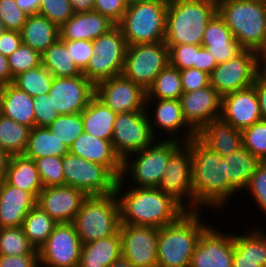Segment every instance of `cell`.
<instances>
[{
    "label": "cell",
    "instance_id": "obj_60",
    "mask_svg": "<svg viewBox=\"0 0 266 267\" xmlns=\"http://www.w3.org/2000/svg\"><path fill=\"white\" fill-rule=\"evenodd\" d=\"M14 78L7 57L0 53V86L13 83Z\"/></svg>",
    "mask_w": 266,
    "mask_h": 267
},
{
    "label": "cell",
    "instance_id": "obj_26",
    "mask_svg": "<svg viewBox=\"0 0 266 267\" xmlns=\"http://www.w3.org/2000/svg\"><path fill=\"white\" fill-rule=\"evenodd\" d=\"M256 227L234 234L232 267H266V233ZM252 230V231H251ZM245 233V234H244Z\"/></svg>",
    "mask_w": 266,
    "mask_h": 267
},
{
    "label": "cell",
    "instance_id": "obj_21",
    "mask_svg": "<svg viewBox=\"0 0 266 267\" xmlns=\"http://www.w3.org/2000/svg\"><path fill=\"white\" fill-rule=\"evenodd\" d=\"M179 100L184 119L196 133L210 121L220 118L222 96L211 85L183 92Z\"/></svg>",
    "mask_w": 266,
    "mask_h": 267
},
{
    "label": "cell",
    "instance_id": "obj_55",
    "mask_svg": "<svg viewBox=\"0 0 266 267\" xmlns=\"http://www.w3.org/2000/svg\"><path fill=\"white\" fill-rule=\"evenodd\" d=\"M183 92L196 91L210 85V76L195 68L180 70Z\"/></svg>",
    "mask_w": 266,
    "mask_h": 267
},
{
    "label": "cell",
    "instance_id": "obj_33",
    "mask_svg": "<svg viewBox=\"0 0 266 267\" xmlns=\"http://www.w3.org/2000/svg\"><path fill=\"white\" fill-rule=\"evenodd\" d=\"M83 130L99 139L112 140L116 113L94 95L81 112Z\"/></svg>",
    "mask_w": 266,
    "mask_h": 267
},
{
    "label": "cell",
    "instance_id": "obj_7",
    "mask_svg": "<svg viewBox=\"0 0 266 267\" xmlns=\"http://www.w3.org/2000/svg\"><path fill=\"white\" fill-rule=\"evenodd\" d=\"M168 0L130 3L118 24L127 45L163 42L166 34Z\"/></svg>",
    "mask_w": 266,
    "mask_h": 267
},
{
    "label": "cell",
    "instance_id": "obj_36",
    "mask_svg": "<svg viewBox=\"0 0 266 267\" xmlns=\"http://www.w3.org/2000/svg\"><path fill=\"white\" fill-rule=\"evenodd\" d=\"M41 59L42 65L54 77L82 75V71L68 54L66 44L60 38L41 54Z\"/></svg>",
    "mask_w": 266,
    "mask_h": 267
},
{
    "label": "cell",
    "instance_id": "obj_43",
    "mask_svg": "<svg viewBox=\"0 0 266 267\" xmlns=\"http://www.w3.org/2000/svg\"><path fill=\"white\" fill-rule=\"evenodd\" d=\"M35 163L43 184V188L65 185L61 157L46 156L35 159Z\"/></svg>",
    "mask_w": 266,
    "mask_h": 267
},
{
    "label": "cell",
    "instance_id": "obj_23",
    "mask_svg": "<svg viewBox=\"0 0 266 267\" xmlns=\"http://www.w3.org/2000/svg\"><path fill=\"white\" fill-rule=\"evenodd\" d=\"M220 118L241 131L262 120L255 88L250 86L223 96Z\"/></svg>",
    "mask_w": 266,
    "mask_h": 267
},
{
    "label": "cell",
    "instance_id": "obj_29",
    "mask_svg": "<svg viewBox=\"0 0 266 267\" xmlns=\"http://www.w3.org/2000/svg\"><path fill=\"white\" fill-rule=\"evenodd\" d=\"M0 114L32 129L35 126L33 97L13 83L0 86Z\"/></svg>",
    "mask_w": 266,
    "mask_h": 267
},
{
    "label": "cell",
    "instance_id": "obj_20",
    "mask_svg": "<svg viewBox=\"0 0 266 267\" xmlns=\"http://www.w3.org/2000/svg\"><path fill=\"white\" fill-rule=\"evenodd\" d=\"M48 94L60 114L81 113L95 95V85L83 74L54 77Z\"/></svg>",
    "mask_w": 266,
    "mask_h": 267
},
{
    "label": "cell",
    "instance_id": "obj_4",
    "mask_svg": "<svg viewBox=\"0 0 266 267\" xmlns=\"http://www.w3.org/2000/svg\"><path fill=\"white\" fill-rule=\"evenodd\" d=\"M217 13L243 49L266 50V0H217Z\"/></svg>",
    "mask_w": 266,
    "mask_h": 267
},
{
    "label": "cell",
    "instance_id": "obj_44",
    "mask_svg": "<svg viewBox=\"0 0 266 267\" xmlns=\"http://www.w3.org/2000/svg\"><path fill=\"white\" fill-rule=\"evenodd\" d=\"M243 147L261 162L266 161V121L260 120L241 131Z\"/></svg>",
    "mask_w": 266,
    "mask_h": 267
},
{
    "label": "cell",
    "instance_id": "obj_31",
    "mask_svg": "<svg viewBox=\"0 0 266 267\" xmlns=\"http://www.w3.org/2000/svg\"><path fill=\"white\" fill-rule=\"evenodd\" d=\"M21 32L22 43L42 54L59 38V27L40 14L28 15Z\"/></svg>",
    "mask_w": 266,
    "mask_h": 267
},
{
    "label": "cell",
    "instance_id": "obj_48",
    "mask_svg": "<svg viewBox=\"0 0 266 267\" xmlns=\"http://www.w3.org/2000/svg\"><path fill=\"white\" fill-rule=\"evenodd\" d=\"M28 14L21 10L16 0H0V20L7 30L21 31Z\"/></svg>",
    "mask_w": 266,
    "mask_h": 267
},
{
    "label": "cell",
    "instance_id": "obj_9",
    "mask_svg": "<svg viewBox=\"0 0 266 267\" xmlns=\"http://www.w3.org/2000/svg\"><path fill=\"white\" fill-rule=\"evenodd\" d=\"M93 54L82 74L94 85L122 75L127 51V42L118 25L92 41Z\"/></svg>",
    "mask_w": 266,
    "mask_h": 267
},
{
    "label": "cell",
    "instance_id": "obj_6",
    "mask_svg": "<svg viewBox=\"0 0 266 267\" xmlns=\"http://www.w3.org/2000/svg\"><path fill=\"white\" fill-rule=\"evenodd\" d=\"M182 143L178 140L157 139L145 149L127 155L122 160V172L118 180L125 182L129 179V184L124 185V188H157L171 154Z\"/></svg>",
    "mask_w": 266,
    "mask_h": 267
},
{
    "label": "cell",
    "instance_id": "obj_68",
    "mask_svg": "<svg viewBox=\"0 0 266 267\" xmlns=\"http://www.w3.org/2000/svg\"><path fill=\"white\" fill-rule=\"evenodd\" d=\"M137 1H145V0H127V2L130 4V3H133V2H137Z\"/></svg>",
    "mask_w": 266,
    "mask_h": 267
},
{
    "label": "cell",
    "instance_id": "obj_15",
    "mask_svg": "<svg viewBox=\"0 0 266 267\" xmlns=\"http://www.w3.org/2000/svg\"><path fill=\"white\" fill-rule=\"evenodd\" d=\"M82 243L73 222L57 223L38 249L40 267H78Z\"/></svg>",
    "mask_w": 266,
    "mask_h": 267
},
{
    "label": "cell",
    "instance_id": "obj_35",
    "mask_svg": "<svg viewBox=\"0 0 266 267\" xmlns=\"http://www.w3.org/2000/svg\"><path fill=\"white\" fill-rule=\"evenodd\" d=\"M69 153V147L60 141L48 127L34 126L30 130L24 156L35 160L46 156L63 157Z\"/></svg>",
    "mask_w": 266,
    "mask_h": 267
},
{
    "label": "cell",
    "instance_id": "obj_66",
    "mask_svg": "<svg viewBox=\"0 0 266 267\" xmlns=\"http://www.w3.org/2000/svg\"><path fill=\"white\" fill-rule=\"evenodd\" d=\"M5 182V174L0 171V190Z\"/></svg>",
    "mask_w": 266,
    "mask_h": 267
},
{
    "label": "cell",
    "instance_id": "obj_37",
    "mask_svg": "<svg viewBox=\"0 0 266 267\" xmlns=\"http://www.w3.org/2000/svg\"><path fill=\"white\" fill-rule=\"evenodd\" d=\"M31 128L0 114V147L12 155H23Z\"/></svg>",
    "mask_w": 266,
    "mask_h": 267
},
{
    "label": "cell",
    "instance_id": "obj_51",
    "mask_svg": "<svg viewBox=\"0 0 266 267\" xmlns=\"http://www.w3.org/2000/svg\"><path fill=\"white\" fill-rule=\"evenodd\" d=\"M225 41H237L224 20L216 13L208 22L204 31L202 43H218Z\"/></svg>",
    "mask_w": 266,
    "mask_h": 267
},
{
    "label": "cell",
    "instance_id": "obj_3",
    "mask_svg": "<svg viewBox=\"0 0 266 267\" xmlns=\"http://www.w3.org/2000/svg\"><path fill=\"white\" fill-rule=\"evenodd\" d=\"M200 211H187L177 221L158 228V267H190L202 232L210 225Z\"/></svg>",
    "mask_w": 266,
    "mask_h": 267
},
{
    "label": "cell",
    "instance_id": "obj_24",
    "mask_svg": "<svg viewBox=\"0 0 266 267\" xmlns=\"http://www.w3.org/2000/svg\"><path fill=\"white\" fill-rule=\"evenodd\" d=\"M69 153L105 166L117 179L121 176L122 160L109 140L83 132L69 147Z\"/></svg>",
    "mask_w": 266,
    "mask_h": 267
},
{
    "label": "cell",
    "instance_id": "obj_13",
    "mask_svg": "<svg viewBox=\"0 0 266 267\" xmlns=\"http://www.w3.org/2000/svg\"><path fill=\"white\" fill-rule=\"evenodd\" d=\"M157 188L172 196L187 211L200 210L193 203L192 151L186 142L171 154Z\"/></svg>",
    "mask_w": 266,
    "mask_h": 267
},
{
    "label": "cell",
    "instance_id": "obj_8",
    "mask_svg": "<svg viewBox=\"0 0 266 267\" xmlns=\"http://www.w3.org/2000/svg\"><path fill=\"white\" fill-rule=\"evenodd\" d=\"M73 223L82 244L116 234L121 224L116 194L88 196Z\"/></svg>",
    "mask_w": 266,
    "mask_h": 267
},
{
    "label": "cell",
    "instance_id": "obj_52",
    "mask_svg": "<svg viewBox=\"0 0 266 267\" xmlns=\"http://www.w3.org/2000/svg\"><path fill=\"white\" fill-rule=\"evenodd\" d=\"M74 63L83 71L90 60L94 50L91 40L63 41Z\"/></svg>",
    "mask_w": 266,
    "mask_h": 267
},
{
    "label": "cell",
    "instance_id": "obj_14",
    "mask_svg": "<svg viewBox=\"0 0 266 267\" xmlns=\"http://www.w3.org/2000/svg\"><path fill=\"white\" fill-rule=\"evenodd\" d=\"M156 140L145 110L116 114L111 142L121 160L145 149Z\"/></svg>",
    "mask_w": 266,
    "mask_h": 267
},
{
    "label": "cell",
    "instance_id": "obj_49",
    "mask_svg": "<svg viewBox=\"0 0 266 267\" xmlns=\"http://www.w3.org/2000/svg\"><path fill=\"white\" fill-rule=\"evenodd\" d=\"M169 64L179 70L197 65V45L179 44L169 47Z\"/></svg>",
    "mask_w": 266,
    "mask_h": 267
},
{
    "label": "cell",
    "instance_id": "obj_53",
    "mask_svg": "<svg viewBox=\"0 0 266 267\" xmlns=\"http://www.w3.org/2000/svg\"><path fill=\"white\" fill-rule=\"evenodd\" d=\"M127 0H94V11L118 25L128 8Z\"/></svg>",
    "mask_w": 266,
    "mask_h": 267
},
{
    "label": "cell",
    "instance_id": "obj_12",
    "mask_svg": "<svg viewBox=\"0 0 266 267\" xmlns=\"http://www.w3.org/2000/svg\"><path fill=\"white\" fill-rule=\"evenodd\" d=\"M168 64L169 48L165 41L129 45L122 75L147 91Z\"/></svg>",
    "mask_w": 266,
    "mask_h": 267
},
{
    "label": "cell",
    "instance_id": "obj_17",
    "mask_svg": "<svg viewBox=\"0 0 266 267\" xmlns=\"http://www.w3.org/2000/svg\"><path fill=\"white\" fill-rule=\"evenodd\" d=\"M95 95L116 114L144 111L146 107L147 91L123 75L98 82Z\"/></svg>",
    "mask_w": 266,
    "mask_h": 267
},
{
    "label": "cell",
    "instance_id": "obj_64",
    "mask_svg": "<svg viewBox=\"0 0 266 267\" xmlns=\"http://www.w3.org/2000/svg\"><path fill=\"white\" fill-rule=\"evenodd\" d=\"M108 267H135L124 257H120L114 263L110 264Z\"/></svg>",
    "mask_w": 266,
    "mask_h": 267
},
{
    "label": "cell",
    "instance_id": "obj_2",
    "mask_svg": "<svg viewBox=\"0 0 266 267\" xmlns=\"http://www.w3.org/2000/svg\"><path fill=\"white\" fill-rule=\"evenodd\" d=\"M186 143L192 151L193 203L202 211L206 207L222 212L228 199L238 194L227 179L226 162L196 136Z\"/></svg>",
    "mask_w": 266,
    "mask_h": 267
},
{
    "label": "cell",
    "instance_id": "obj_41",
    "mask_svg": "<svg viewBox=\"0 0 266 267\" xmlns=\"http://www.w3.org/2000/svg\"><path fill=\"white\" fill-rule=\"evenodd\" d=\"M0 255H39L25 236L22 227L0 228Z\"/></svg>",
    "mask_w": 266,
    "mask_h": 267
},
{
    "label": "cell",
    "instance_id": "obj_40",
    "mask_svg": "<svg viewBox=\"0 0 266 267\" xmlns=\"http://www.w3.org/2000/svg\"><path fill=\"white\" fill-rule=\"evenodd\" d=\"M54 76L41 64L14 78L13 84L31 97L48 94Z\"/></svg>",
    "mask_w": 266,
    "mask_h": 267
},
{
    "label": "cell",
    "instance_id": "obj_50",
    "mask_svg": "<svg viewBox=\"0 0 266 267\" xmlns=\"http://www.w3.org/2000/svg\"><path fill=\"white\" fill-rule=\"evenodd\" d=\"M33 104L36 127H48L60 115L49 94L33 97Z\"/></svg>",
    "mask_w": 266,
    "mask_h": 267
},
{
    "label": "cell",
    "instance_id": "obj_16",
    "mask_svg": "<svg viewBox=\"0 0 266 267\" xmlns=\"http://www.w3.org/2000/svg\"><path fill=\"white\" fill-rule=\"evenodd\" d=\"M145 111L148 115L152 132L158 140L162 138L187 142L196 136V132L184 119L180 100L146 99ZM156 131H160L159 133L164 132V134L158 135Z\"/></svg>",
    "mask_w": 266,
    "mask_h": 267
},
{
    "label": "cell",
    "instance_id": "obj_28",
    "mask_svg": "<svg viewBox=\"0 0 266 267\" xmlns=\"http://www.w3.org/2000/svg\"><path fill=\"white\" fill-rule=\"evenodd\" d=\"M196 137L211 151L226 157L243 146L241 130L235 129L221 118L207 123Z\"/></svg>",
    "mask_w": 266,
    "mask_h": 267
},
{
    "label": "cell",
    "instance_id": "obj_58",
    "mask_svg": "<svg viewBox=\"0 0 266 267\" xmlns=\"http://www.w3.org/2000/svg\"><path fill=\"white\" fill-rule=\"evenodd\" d=\"M216 66L217 62L209 51L202 45H197V65H194V68L210 75Z\"/></svg>",
    "mask_w": 266,
    "mask_h": 267
},
{
    "label": "cell",
    "instance_id": "obj_54",
    "mask_svg": "<svg viewBox=\"0 0 266 267\" xmlns=\"http://www.w3.org/2000/svg\"><path fill=\"white\" fill-rule=\"evenodd\" d=\"M201 45L209 51L217 64L226 62L243 50V48L238 44V41L202 43Z\"/></svg>",
    "mask_w": 266,
    "mask_h": 267
},
{
    "label": "cell",
    "instance_id": "obj_22",
    "mask_svg": "<svg viewBox=\"0 0 266 267\" xmlns=\"http://www.w3.org/2000/svg\"><path fill=\"white\" fill-rule=\"evenodd\" d=\"M88 196L71 186L45 187L37 197L36 205L57 223L73 222Z\"/></svg>",
    "mask_w": 266,
    "mask_h": 267
},
{
    "label": "cell",
    "instance_id": "obj_18",
    "mask_svg": "<svg viewBox=\"0 0 266 267\" xmlns=\"http://www.w3.org/2000/svg\"><path fill=\"white\" fill-rule=\"evenodd\" d=\"M233 234L234 232L221 231L210 224L198 240L190 267H232L234 255Z\"/></svg>",
    "mask_w": 266,
    "mask_h": 267
},
{
    "label": "cell",
    "instance_id": "obj_63",
    "mask_svg": "<svg viewBox=\"0 0 266 267\" xmlns=\"http://www.w3.org/2000/svg\"><path fill=\"white\" fill-rule=\"evenodd\" d=\"M10 159L11 155L0 147V171L4 174L6 173Z\"/></svg>",
    "mask_w": 266,
    "mask_h": 267
},
{
    "label": "cell",
    "instance_id": "obj_46",
    "mask_svg": "<svg viewBox=\"0 0 266 267\" xmlns=\"http://www.w3.org/2000/svg\"><path fill=\"white\" fill-rule=\"evenodd\" d=\"M38 14L48 18L60 28L74 15V12L69 0H42Z\"/></svg>",
    "mask_w": 266,
    "mask_h": 267
},
{
    "label": "cell",
    "instance_id": "obj_47",
    "mask_svg": "<svg viewBox=\"0 0 266 267\" xmlns=\"http://www.w3.org/2000/svg\"><path fill=\"white\" fill-rule=\"evenodd\" d=\"M246 190L253 196L257 208L262 209L266 215V161L257 166L244 191Z\"/></svg>",
    "mask_w": 266,
    "mask_h": 267
},
{
    "label": "cell",
    "instance_id": "obj_10",
    "mask_svg": "<svg viewBox=\"0 0 266 267\" xmlns=\"http://www.w3.org/2000/svg\"><path fill=\"white\" fill-rule=\"evenodd\" d=\"M65 185L83 191L87 196L115 193L118 179L103 165L67 153L62 157Z\"/></svg>",
    "mask_w": 266,
    "mask_h": 267
},
{
    "label": "cell",
    "instance_id": "obj_5",
    "mask_svg": "<svg viewBox=\"0 0 266 267\" xmlns=\"http://www.w3.org/2000/svg\"><path fill=\"white\" fill-rule=\"evenodd\" d=\"M217 13V0H168L165 44L201 45L208 22Z\"/></svg>",
    "mask_w": 266,
    "mask_h": 267
},
{
    "label": "cell",
    "instance_id": "obj_67",
    "mask_svg": "<svg viewBox=\"0 0 266 267\" xmlns=\"http://www.w3.org/2000/svg\"><path fill=\"white\" fill-rule=\"evenodd\" d=\"M7 29L5 28V25L3 22L0 20V36L6 31Z\"/></svg>",
    "mask_w": 266,
    "mask_h": 267
},
{
    "label": "cell",
    "instance_id": "obj_19",
    "mask_svg": "<svg viewBox=\"0 0 266 267\" xmlns=\"http://www.w3.org/2000/svg\"><path fill=\"white\" fill-rule=\"evenodd\" d=\"M122 257L135 267H158V228L120 224Z\"/></svg>",
    "mask_w": 266,
    "mask_h": 267
},
{
    "label": "cell",
    "instance_id": "obj_45",
    "mask_svg": "<svg viewBox=\"0 0 266 267\" xmlns=\"http://www.w3.org/2000/svg\"><path fill=\"white\" fill-rule=\"evenodd\" d=\"M7 59L13 78L42 64L41 54L23 43Z\"/></svg>",
    "mask_w": 266,
    "mask_h": 267
},
{
    "label": "cell",
    "instance_id": "obj_61",
    "mask_svg": "<svg viewBox=\"0 0 266 267\" xmlns=\"http://www.w3.org/2000/svg\"><path fill=\"white\" fill-rule=\"evenodd\" d=\"M42 0H16L18 7L28 15L38 14Z\"/></svg>",
    "mask_w": 266,
    "mask_h": 267
},
{
    "label": "cell",
    "instance_id": "obj_56",
    "mask_svg": "<svg viewBox=\"0 0 266 267\" xmlns=\"http://www.w3.org/2000/svg\"><path fill=\"white\" fill-rule=\"evenodd\" d=\"M22 44V36L20 31L6 30L0 36V53L9 57Z\"/></svg>",
    "mask_w": 266,
    "mask_h": 267
},
{
    "label": "cell",
    "instance_id": "obj_57",
    "mask_svg": "<svg viewBox=\"0 0 266 267\" xmlns=\"http://www.w3.org/2000/svg\"><path fill=\"white\" fill-rule=\"evenodd\" d=\"M0 267H40L39 255H0Z\"/></svg>",
    "mask_w": 266,
    "mask_h": 267
},
{
    "label": "cell",
    "instance_id": "obj_32",
    "mask_svg": "<svg viewBox=\"0 0 266 267\" xmlns=\"http://www.w3.org/2000/svg\"><path fill=\"white\" fill-rule=\"evenodd\" d=\"M5 181L30 192L36 199L43 189L35 160L24 155H12L5 173Z\"/></svg>",
    "mask_w": 266,
    "mask_h": 267
},
{
    "label": "cell",
    "instance_id": "obj_59",
    "mask_svg": "<svg viewBox=\"0 0 266 267\" xmlns=\"http://www.w3.org/2000/svg\"><path fill=\"white\" fill-rule=\"evenodd\" d=\"M252 86L258 97L261 118L266 121V77L259 73Z\"/></svg>",
    "mask_w": 266,
    "mask_h": 267
},
{
    "label": "cell",
    "instance_id": "obj_42",
    "mask_svg": "<svg viewBox=\"0 0 266 267\" xmlns=\"http://www.w3.org/2000/svg\"><path fill=\"white\" fill-rule=\"evenodd\" d=\"M48 128L60 141L70 147L84 132L81 113L60 114Z\"/></svg>",
    "mask_w": 266,
    "mask_h": 267
},
{
    "label": "cell",
    "instance_id": "obj_34",
    "mask_svg": "<svg viewBox=\"0 0 266 267\" xmlns=\"http://www.w3.org/2000/svg\"><path fill=\"white\" fill-rule=\"evenodd\" d=\"M226 162V176L229 183L239 192L243 193L252 175L261 161L245 148L232 152L223 157Z\"/></svg>",
    "mask_w": 266,
    "mask_h": 267
},
{
    "label": "cell",
    "instance_id": "obj_1",
    "mask_svg": "<svg viewBox=\"0 0 266 267\" xmlns=\"http://www.w3.org/2000/svg\"><path fill=\"white\" fill-rule=\"evenodd\" d=\"M124 183L127 184L118 180L115 187L121 224L161 228L187 212L172 196L158 188L128 186L125 190Z\"/></svg>",
    "mask_w": 266,
    "mask_h": 267
},
{
    "label": "cell",
    "instance_id": "obj_38",
    "mask_svg": "<svg viewBox=\"0 0 266 267\" xmlns=\"http://www.w3.org/2000/svg\"><path fill=\"white\" fill-rule=\"evenodd\" d=\"M55 222L44 210L35 205L26 215L22 229L28 240L38 250L52 233Z\"/></svg>",
    "mask_w": 266,
    "mask_h": 267
},
{
    "label": "cell",
    "instance_id": "obj_62",
    "mask_svg": "<svg viewBox=\"0 0 266 267\" xmlns=\"http://www.w3.org/2000/svg\"><path fill=\"white\" fill-rule=\"evenodd\" d=\"M74 13L94 11V0H69Z\"/></svg>",
    "mask_w": 266,
    "mask_h": 267
},
{
    "label": "cell",
    "instance_id": "obj_25",
    "mask_svg": "<svg viewBox=\"0 0 266 267\" xmlns=\"http://www.w3.org/2000/svg\"><path fill=\"white\" fill-rule=\"evenodd\" d=\"M116 24L109 18L90 11L74 13L60 28L59 34L62 41L91 40L109 32Z\"/></svg>",
    "mask_w": 266,
    "mask_h": 267
},
{
    "label": "cell",
    "instance_id": "obj_65",
    "mask_svg": "<svg viewBox=\"0 0 266 267\" xmlns=\"http://www.w3.org/2000/svg\"><path fill=\"white\" fill-rule=\"evenodd\" d=\"M260 73L266 77V50L260 53Z\"/></svg>",
    "mask_w": 266,
    "mask_h": 267
},
{
    "label": "cell",
    "instance_id": "obj_11",
    "mask_svg": "<svg viewBox=\"0 0 266 267\" xmlns=\"http://www.w3.org/2000/svg\"><path fill=\"white\" fill-rule=\"evenodd\" d=\"M260 73V53L243 49L235 57L218 63L209 75L210 85L223 97L253 85Z\"/></svg>",
    "mask_w": 266,
    "mask_h": 267
},
{
    "label": "cell",
    "instance_id": "obj_30",
    "mask_svg": "<svg viewBox=\"0 0 266 267\" xmlns=\"http://www.w3.org/2000/svg\"><path fill=\"white\" fill-rule=\"evenodd\" d=\"M122 256L121 235L82 244L78 267H108Z\"/></svg>",
    "mask_w": 266,
    "mask_h": 267
},
{
    "label": "cell",
    "instance_id": "obj_27",
    "mask_svg": "<svg viewBox=\"0 0 266 267\" xmlns=\"http://www.w3.org/2000/svg\"><path fill=\"white\" fill-rule=\"evenodd\" d=\"M37 199L28 191L4 182L0 190V228L21 227Z\"/></svg>",
    "mask_w": 266,
    "mask_h": 267
},
{
    "label": "cell",
    "instance_id": "obj_39",
    "mask_svg": "<svg viewBox=\"0 0 266 267\" xmlns=\"http://www.w3.org/2000/svg\"><path fill=\"white\" fill-rule=\"evenodd\" d=\"M182 93L180 70L168 64L147 89L146 99L179 100Z\"/></svg>",
    "mask_w": 266,
    "mask_h": 267
}]
</instances>
